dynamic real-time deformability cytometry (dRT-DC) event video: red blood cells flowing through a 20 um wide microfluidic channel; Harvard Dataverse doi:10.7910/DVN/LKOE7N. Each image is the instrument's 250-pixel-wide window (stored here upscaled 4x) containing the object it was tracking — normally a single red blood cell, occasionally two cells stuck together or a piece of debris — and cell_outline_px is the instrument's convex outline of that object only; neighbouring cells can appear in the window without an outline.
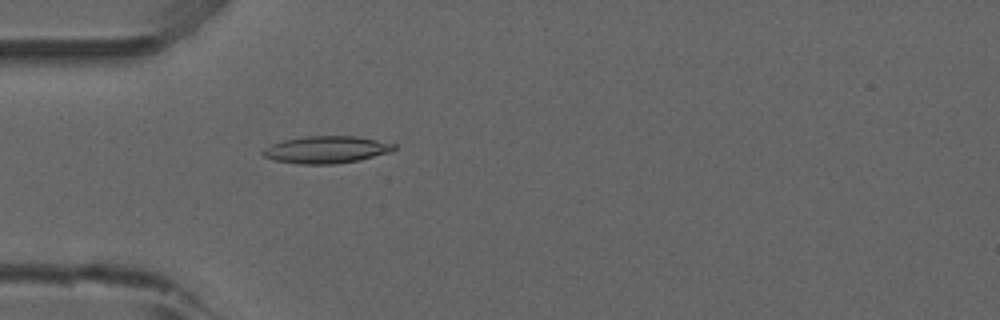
{"species": "common noctule bat (a hibernating species)", "species_latin": "Nyctalus noctula", "temperature_condition": "room temperature", "stored_images_in_passage": 5, "camera_frame_rate_fps": 3000, "um_per_image_px": 0.085, "animal": {"sex": "male", "forearm_length_mm": 52.5}, "frame": {"image": 1, "passage_image": 5, "time_ms": 4.333, "image_size_px": [1000, 320], "cell_outline_px": [[396, 148], [392, 152], [360, 160], [336, 164], [300, 164], [272, 160], [264, 156], [260, 152], [264, 148], [272, 144], [284, 140], [304, 136], [356, 136], [396, 144]], "centroid_in_image_um": [27.74, 12.72], "position_along_channel_um": 57.3, "area_um2": 20.92}}